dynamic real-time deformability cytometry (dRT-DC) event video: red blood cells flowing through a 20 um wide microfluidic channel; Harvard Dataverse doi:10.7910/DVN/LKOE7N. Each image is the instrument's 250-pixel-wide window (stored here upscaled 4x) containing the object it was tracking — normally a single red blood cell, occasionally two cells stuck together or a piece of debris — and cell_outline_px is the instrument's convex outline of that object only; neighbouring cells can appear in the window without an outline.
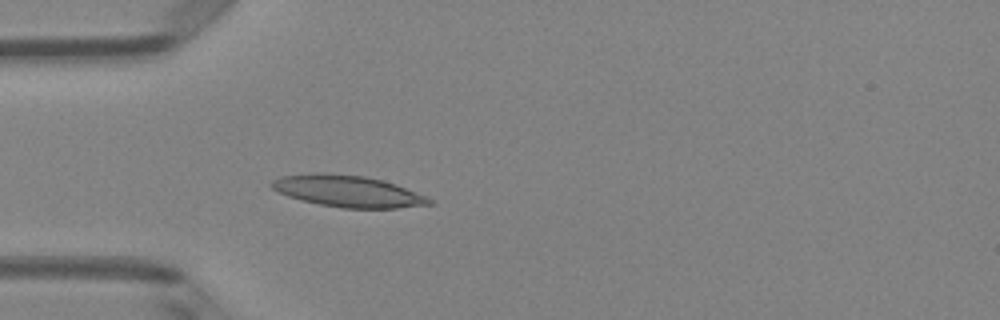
{"species": "Egyptian fruit bat (a non-hibernating species)", "species_latin": "Rousettus aegyptiacus", "temperature_condition": "room temperature", "stored_images_in_passage": 51, "camera_frame_rate_fps": 3000, "um_per_image_px": 0.085, "animal": {"sex": "female"}, "frame": {"image": 1, "passage_image": 15, "time_ms": 4.667, "image_size_px": [1000, 320], "cell_outline_px": [[436, 204], [396, 208], [344, 208], [320, 204], [300, 200], [288, 196], [272, 188], [268, 184], [272, 180], [280, 176], [316, 172], [324, 172], [364, 176], [384, 180], [396, 184], [428, 196]], "centroid_in_image_um": [29.58, 16.24], "position_along_channel_um": 55.4, "area_um2": 29.3}}
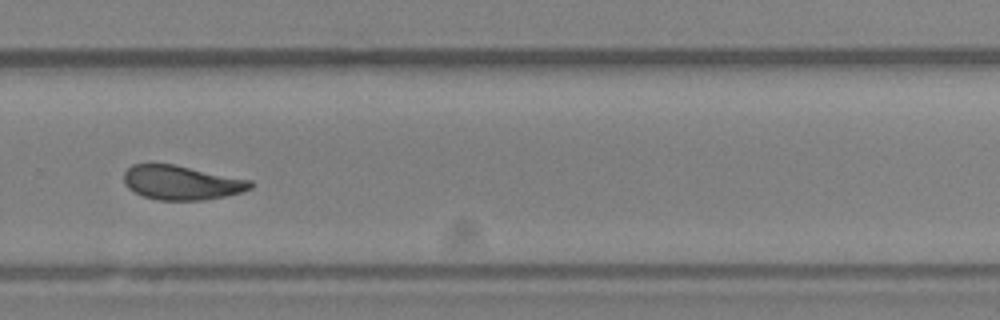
{"frame": {"image": 2, "passage_image": 35, "time_ms": 11.333, "image_size_px": [1000, 320], "cell_outline_px": [[256, 184], [252, 188], [244, 192], [204, 200], [160, 200], [144, 196], [128, 188], [124, 184], [124, 172], [132, 164], [172, 164], [252, 180]], "centroid_in_image_um": [15.47, 15.52], "position_along_channel_um": 314.3, "area_um2": 25.26}}
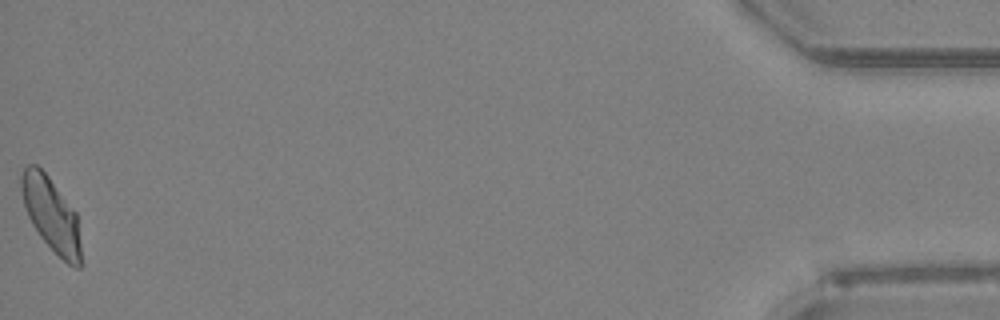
{"frame": {"image": 3, "passage_image": 51, "time_ms": 16.667, "image_size_px": [1000, 320], "cell_outline_px": [[84, 264], [80, 268], [76, 268], [68, 264], [40, 236], [32, 224], [28, 216], [24, 204], [20, 188], [20, 176], [24, 168], [28, 164], [36, 164], [48, 176], [76, 212]], "centroid_in_image_um": [4.38, 18.26], "position_along_channel_um": 430.8, "area_um2": 25.78}, "authors_computed_cell_mechanics": {"area_um2": 25.8944, "velocity_mm_per_s": 3.9833, "shape_relaxation_time_tau1_ms": null, "shape_relaxation_time_tau2_ms": 4.3077, "deformation_change_tau1": null, "deformation_change_tau2": 0.1077}}